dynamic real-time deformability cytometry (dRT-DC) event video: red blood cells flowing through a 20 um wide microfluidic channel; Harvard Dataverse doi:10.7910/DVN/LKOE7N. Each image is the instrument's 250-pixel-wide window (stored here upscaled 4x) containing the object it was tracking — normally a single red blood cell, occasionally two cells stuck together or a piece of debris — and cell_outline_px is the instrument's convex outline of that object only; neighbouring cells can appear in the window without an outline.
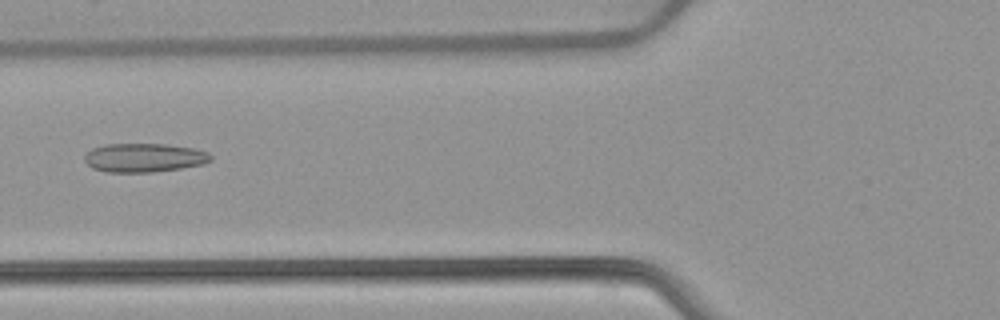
{"species": "common noctule bat (a hibernating species)", "species_latin": "Nyctalus noctula", "temperature_condition": "warm", "stored_images_in_passage": 38, "camera_frame_rate_fps": 3000, "um_per_image_px": 0.085, "animal": {"sex": "female", "body_mass_g": 22.7, "forearm_length_mm": 54.2}, "frame": {"image": 1, "passage_image": 6, "time_ms": 1.667, "image_size_px": [1000, 320], "cell_outline_px": [[212, 160], [204, 164], [180, 168], [152, 172], [104, 172], [92, 168], [84, 160], [84, 156], [92, 148], [104, 144], [168, 144], [192, 148], [208, 152], [212, 156]], "centroid_in_image_um": [12.24, 13.4], "position_along_channel_um": 113.6, "area_um2": 21.27}}
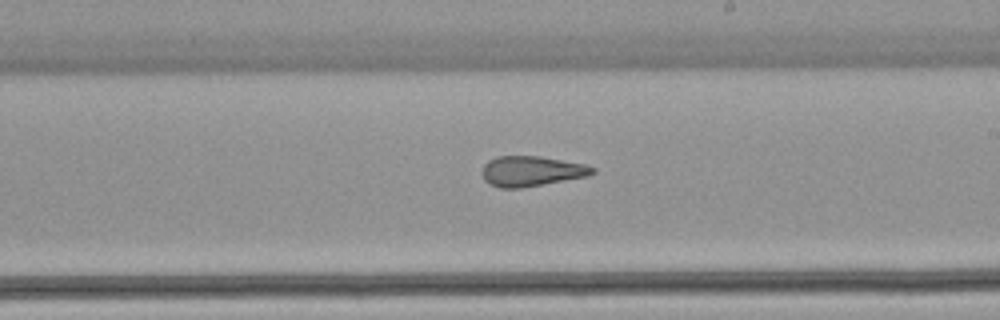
{"frame": {"image": 2, "passage_image": 16, "time_ms": 5.0, "image_size_px": [1000, 320], "cell_outline_px": [[596, 172], [588, 176], [520, 188], [500, 188], [488, 184], [484, 180], [480, 172], [484, 164], [488, 160], [500, 156], [540, 156], [584, 164], [596, 168]], "centroid_in_image_um": [45.14, 14.55], "position_along_channel_um": 243.9, "area_um2": 19.54}}
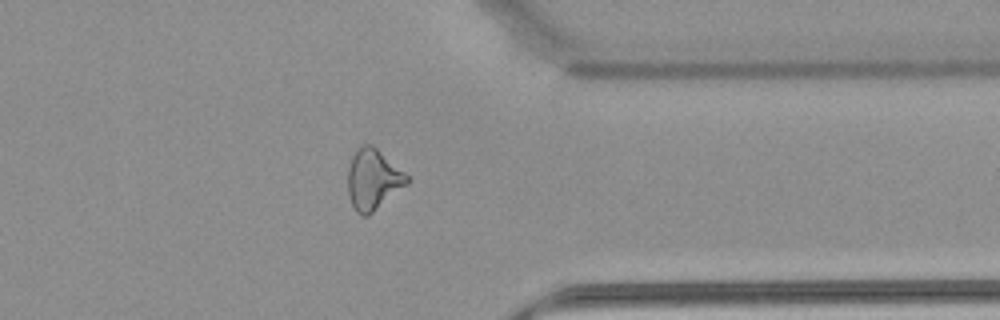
{"frame": {"image": 3, "passage_image": 27, "time_ms": 8.667, "image_size_px": [1000, 320], "cell_outline_px": [[412, 180], [408, 184], [368, 216], [360, 216], [356, 212], [352, 204], [348, 192], [348, 168], [352, 156], [356, 148], [360, 144], [372, 144], [404, 172]], "centroid_in_image_um": [31.71, 15.25], "position_along_channel_um": 379.7, "area_um2": 20.98}, "authors_computed_cell_mechanics": {"area_um2": 20.6924, "velocity_mm_per_s": 3.9202, "shape_relaxation_time_tau1_ms": null, "shape_relaxation_time_tau2_ms": 2.3914, "deformation_change_tau1": null, "deformation_change_tau2": 0.1206}}